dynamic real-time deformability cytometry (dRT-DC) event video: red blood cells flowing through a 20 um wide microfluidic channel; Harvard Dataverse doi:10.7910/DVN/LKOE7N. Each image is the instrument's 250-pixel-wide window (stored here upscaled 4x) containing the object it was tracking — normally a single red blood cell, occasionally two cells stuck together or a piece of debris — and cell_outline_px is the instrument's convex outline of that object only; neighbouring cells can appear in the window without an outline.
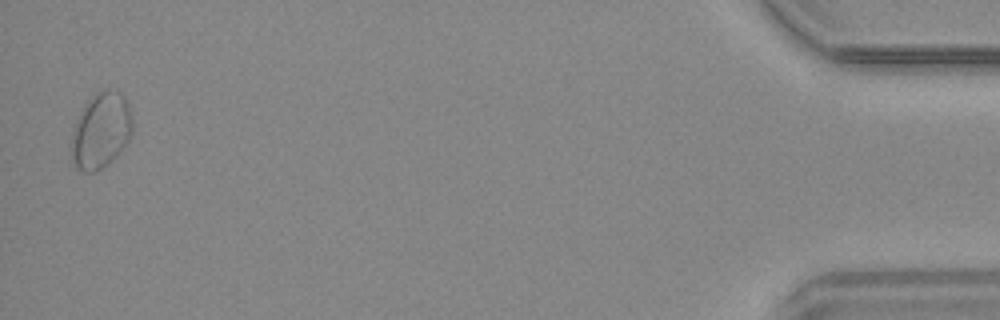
{"species": "common noctule bat (a hibernating species)", "species_latin": "Nyctalus noctula", "temperature_condition": "warm", "stored_images_in_passage": 29, "camera_frame_rate_fps": 3000, "um_per_image_px": 0.085, "animal": {"sex": "male", "body_mass_g": 20.4}, "frame": {"image": 1, "passage_image": 29, "time_ms": 9.333, "image_size_px": [1000, 320], "cell_outline_px": [[132, 132], [128, 140], [112, 160], [96, 172], [84, 172], [76, 168], [72, 160], [72, 128], [84, 104], [88, 100], [104, 88], [108, 88], [120, 92], [128, 100], [132, 120]], "centroid_in_image_um": [8.58, 11.08], "position_along_channel_um": 426.6, "area_um2": 26.99}}